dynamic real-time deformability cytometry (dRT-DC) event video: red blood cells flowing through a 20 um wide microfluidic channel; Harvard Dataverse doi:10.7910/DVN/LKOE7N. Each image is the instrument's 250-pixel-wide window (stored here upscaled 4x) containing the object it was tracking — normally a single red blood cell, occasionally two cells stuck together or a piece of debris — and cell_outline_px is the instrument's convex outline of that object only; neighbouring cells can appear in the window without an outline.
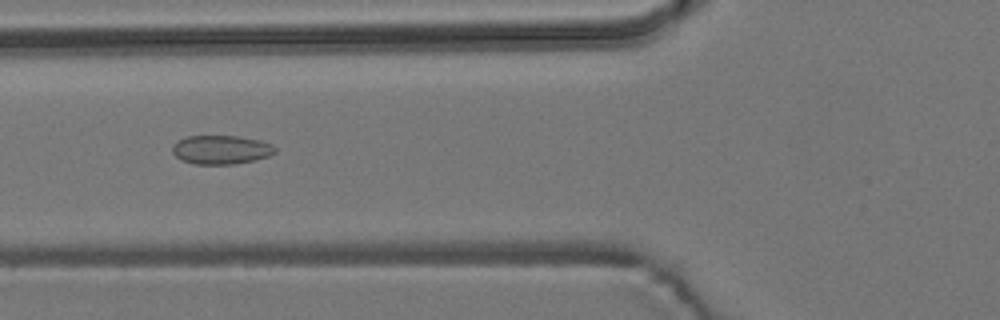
{"species": "common noctule bat (a hibernating species)", "species_latin": "Nyctalus noctula", "temperature_condition": "room temperature", "stored_images_in_passage": 5, "camera_frame_rate_fps": 3000, "um_per_image_px": 0.085, "animal": {"sex": "male", "body_mass_g": 19.2, "forearm_length_mm": 51.8}, "frame": {"image": 1, "passage_image": 5, "time_ms": 1.333, "image_size_px": [1000, 320], "cell_outline_px": [[276, 152], [268, 156], [252, 160], [232, 164], [196, 164], [180, 160], [172, 152], [172, 144], [176, 140], [188, 136], [236, 136], [260, 140], [272, 144], [276, 148]], "centroid_in_image_um": [18.75, 12.72], "position_along_channel_um": 107.0, "area_um2": 17.28}}